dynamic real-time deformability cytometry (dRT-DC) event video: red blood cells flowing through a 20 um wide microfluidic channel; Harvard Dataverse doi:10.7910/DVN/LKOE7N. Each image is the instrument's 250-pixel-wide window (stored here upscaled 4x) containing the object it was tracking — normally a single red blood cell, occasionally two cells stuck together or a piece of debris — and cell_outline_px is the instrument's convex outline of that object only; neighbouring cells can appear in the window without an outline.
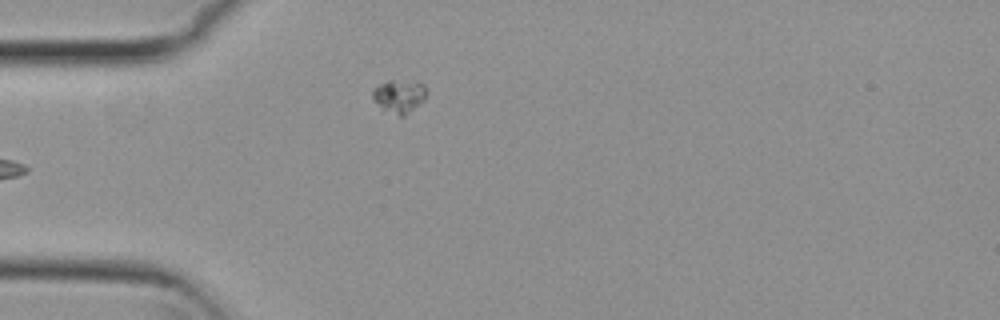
{"species": "common noctule bat (a hibernating species)", "species_latin": "Nyctalus noctula", "temperature_condition": "cold", "stored_images_in_passage": 6, "camera_frame_rate_fps": 3000, "um_per_image_px": 0.085, "animal": {"sex": "female", "body_mass_g": 29.2, "forearm_length_mm": 56.3}, "frame": {"image": 1, "passage_image": 5, "time_ms": 1.333, "image_size_px": [1000, 320], "cell_outline_px": [[428, 92], [424, 100], [420, 104], [404, 116], [400, 116], [384, 108], [372, 100], [372, 88], [388, 80], [420, 80], [428, 88]], "centroid_in_image_um": [33.99, 8.11], "position_along_channel_um": 51.0, "area_um2": 10.69}}